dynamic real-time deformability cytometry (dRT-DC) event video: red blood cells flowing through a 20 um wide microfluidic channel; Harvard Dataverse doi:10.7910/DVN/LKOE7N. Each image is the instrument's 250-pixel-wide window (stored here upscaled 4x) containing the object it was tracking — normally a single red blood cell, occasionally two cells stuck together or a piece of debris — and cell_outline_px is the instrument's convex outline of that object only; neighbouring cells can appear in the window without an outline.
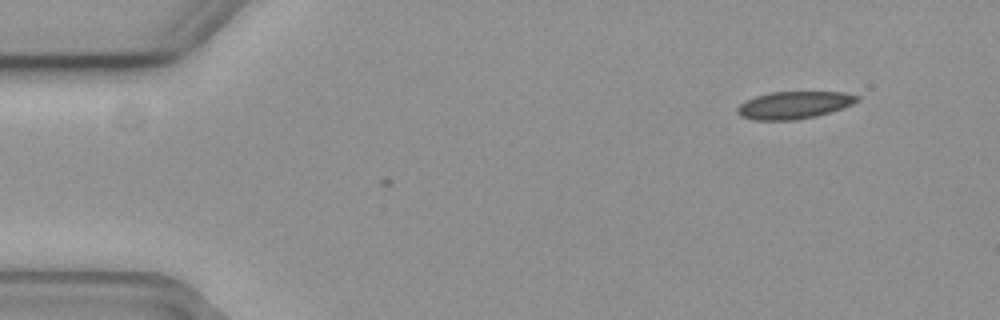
{"species": "common noctule bat (a hibernating species)", "species_latin": "Nyctalus noctula", "temperature_condition": "cold", "stored_images_in_passage": 2, "camera_frame_rate_fps": 3000, "um_per_image_px": 0.085, "animal": {"sex": "female", "body_mass_g": 19.3, "forearm_length_mm": 54.1}, "frame": {"image": 1, "passage_image": 2, "time_ms": 0.333, "image_size_px": [1000, 320], "cell_outline_px": [[860, 100], [852, 104], [816, 116], [792, 120], [752, 120], [740, 116], [736, 112], [736, 108], [744, 100], [768, 92], [844, 92], [860, 96]], "centroid_in_image_um": [67.44, 8.92], "position_along_channel_um": 17.6, "area_um2": 19.13}}